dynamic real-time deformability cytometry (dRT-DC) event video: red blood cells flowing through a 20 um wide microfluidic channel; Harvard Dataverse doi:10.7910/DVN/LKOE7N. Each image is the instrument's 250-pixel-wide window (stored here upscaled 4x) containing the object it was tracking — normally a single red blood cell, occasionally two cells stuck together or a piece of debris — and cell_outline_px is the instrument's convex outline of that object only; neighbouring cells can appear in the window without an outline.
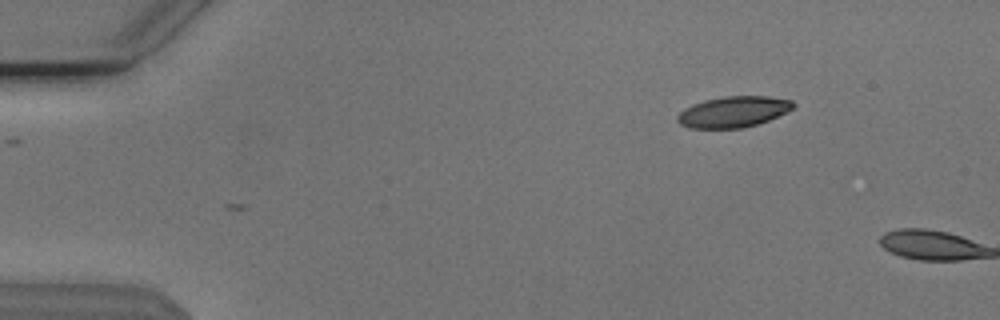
{"species": "Egyptian fruit bat (a non-hibernating species)", "species_latin": "Rousettus aegyptiacus", "temperature_condition": "cold", "stored_images_in_passage": 2, "camera_frame_rate_fps": 3000, "um_per_image_px": 0.085, "animal": {"sex": "male"}, "frame": {"image": 1, "passage_image": 1, "time_ms": 0.0, "image_size_px": [1000, 320], "cell_outline_px": [[796, 104], [788, 112], [768, 120], [756, 124], [740, 128], [688, 128], [680, 124], [676, 120], [676, 116], [684, 108], [692, 104], [704, 100], [724, 96], [768, 96], [792, 100]], "centroid_in_image_um": [62.32, 9.5], "position_along_channel_um": 22.7, "area_um2": 20.98}}